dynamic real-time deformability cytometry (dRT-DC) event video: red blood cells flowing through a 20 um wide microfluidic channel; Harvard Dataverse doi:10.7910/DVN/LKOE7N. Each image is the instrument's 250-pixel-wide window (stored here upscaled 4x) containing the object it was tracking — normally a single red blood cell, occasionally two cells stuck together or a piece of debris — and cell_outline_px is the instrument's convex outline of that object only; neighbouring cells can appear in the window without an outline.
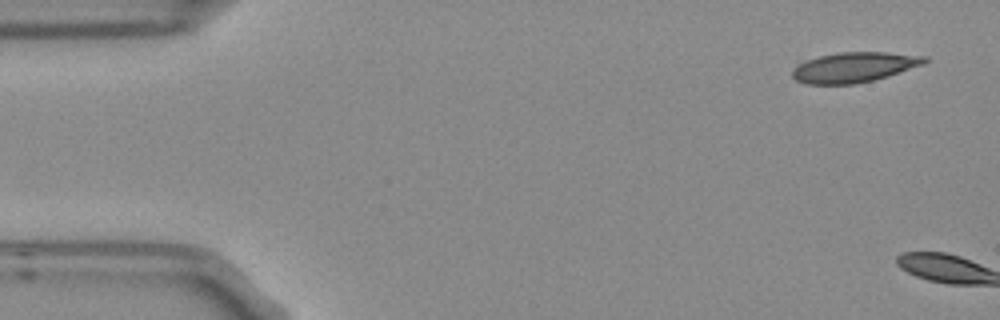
{"species": "Egyptian fruit bat (a non-hibernating species)", "species_latin": "Rousettus aegyptiacus", "temperature_condition": "room temperature", "stored_images_in_passage": 2, "camera_frame_rate_fps": 3000, "um_per_image_px": 0.085, "frame": {"image": 1, "passage_image": 1, "time_ms": 0.0, "image_size_px": [1000, 320], "cell_outline_px": [[928, 60], [924, 64], [888, 76], [856, 84], [804, 84], [796, 80], [792, 76], [792, 68], [796, 64], [804, 60], [836, 52], [888, 52], [928, 56]], "centroid_in_image_um": [72.58, 5.71], "position_along_channel_um": 12.4, "area_um2": 23.47}}